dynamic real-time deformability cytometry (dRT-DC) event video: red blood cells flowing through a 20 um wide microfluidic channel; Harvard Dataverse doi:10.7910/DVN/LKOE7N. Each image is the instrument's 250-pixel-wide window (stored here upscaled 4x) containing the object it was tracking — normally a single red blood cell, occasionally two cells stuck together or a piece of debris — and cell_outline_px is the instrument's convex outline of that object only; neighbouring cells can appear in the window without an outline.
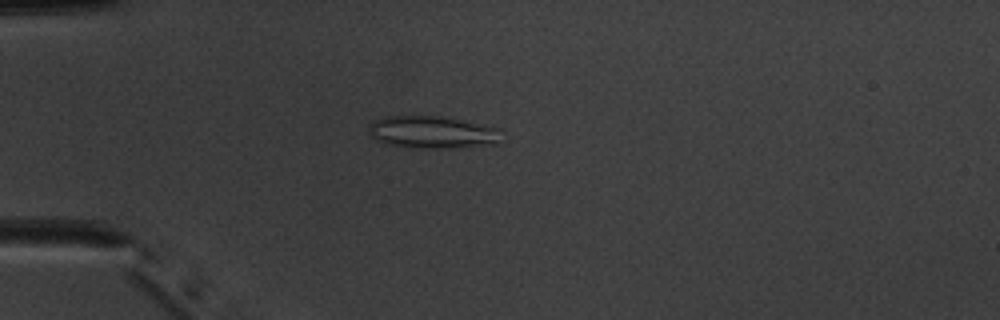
{"species": "common noctule bat (a hibernating species)", "species_latin": "Nyctalus noctula", "temperature_condition": "warm", "stored_images_in_passage": 47, "camera_frame_rate_fps": 3000, "um_per_image_px": 0.085, "animal": {"sex": "male", "body_mass_g": 20.1, "forearm_length_mm": 53.5}, "frame": {"image": 1, "passage_image": 10, "time_ms": 3.0, "image_size_px": [1000, 320], "cell_outline_px": [[492, 140], [468, 144], [400, 144], [384, 140], [380, 136], [372, 124], [384, 120], [412, 116], [424, 116], [452, 120], [488, 128]], "centroid_in_image_um": [36.59, 11.16], "position_along_channel_um": 48.4, "area_um2": 18.79}}
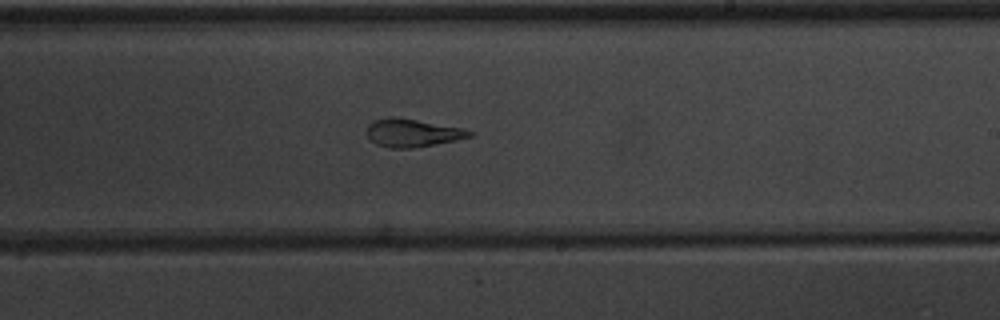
{"frame": {"image": 2, "passage_image": 27, "time_ms": 8.667, "image_size_px": [1000, 320], "cell_outline_px": [[472, 136], [432, 144], [408, 148], [392, 148], [380, 144], [372, 140], [368, 136], [368, 124], [376, 120], [416, 120], [460, 128], [472, 132]], "centroid_in_image_um": [35.07, 11.33], "position_along_channel_um": 253.9, "area_um2": 15.32}}
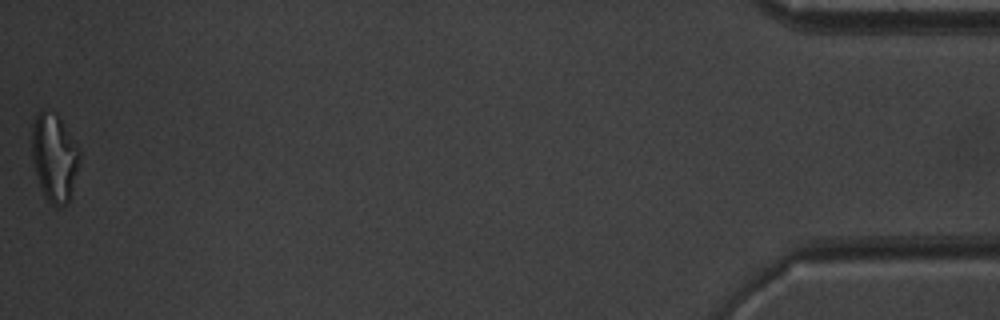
{"frame": {"image": 3, "passage_image": 47, "time_ms": 15.333, "image_size_px": [1000, 320], "cell_outline_px": [[76, 168], [68, 200], [64, 204], [52, 204], [48, 200], [40, 184], [36, 172], [32, 152], [32, 132], [36, 116], [40, 112], [56, 116], [60, 120], [76, 148]], "centroid_in_image_um": [4.55, 13.4], "position_along_channel_um": 430.6, "area_um2": 21.96}, "authors_computed_cell_mechanics": {"area_um2": 16.2996, "velocity_mm_per_s": 3.9635, "shape_relaxation_time_tau1_ms": null, "shape_relaxation_time_tau2_ms": 1.9795, "deformation_change_tau1": null, "deformation_change_tau2": 0.098}}